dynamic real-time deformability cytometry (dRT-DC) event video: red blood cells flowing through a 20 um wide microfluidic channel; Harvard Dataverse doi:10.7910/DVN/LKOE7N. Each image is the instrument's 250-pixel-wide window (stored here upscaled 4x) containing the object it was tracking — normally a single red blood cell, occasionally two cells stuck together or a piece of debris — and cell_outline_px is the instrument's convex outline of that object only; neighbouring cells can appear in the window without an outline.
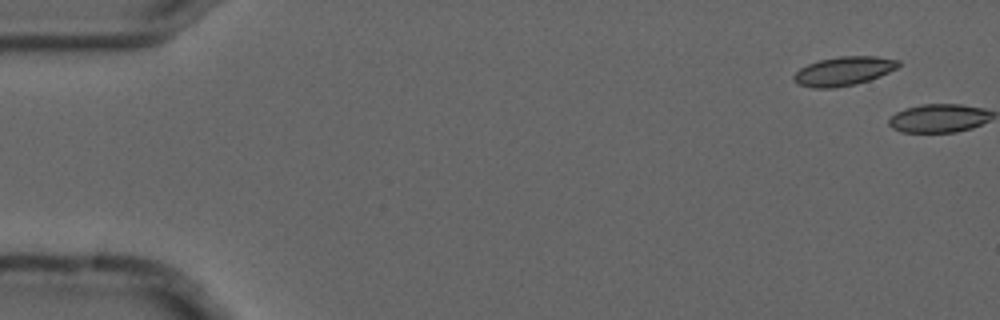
{"species": "common noctule bat (a hibernating species)", "species_latin": "Nyctalus noctula", "temperature_condition": "cold", "stored_images_in_passage": 2, "camera_frame_rate_fps": 3000, "um_per_image_px": 0.085, "animal": {"sex": "male", "forearm_length_mm": 52.5}, "frame": {"image": 1, "passage_image": 1, "time_ms": 0.0, "image_size_px": [1000, 320], "cell_outline_px": [[900, 64], [896, 68], [880, 76], [856, 84], [832, 88], [812, 88], [796, 84], [792, 80], [792, 76], [800, 68], [808, 64], [820, 60], [840, 56], [876, 56], [900, 60]], "centroid_in_image_um": [71.67, 6.05], "position_along_channel_um": 13.3, "area_um2": 17.69}}